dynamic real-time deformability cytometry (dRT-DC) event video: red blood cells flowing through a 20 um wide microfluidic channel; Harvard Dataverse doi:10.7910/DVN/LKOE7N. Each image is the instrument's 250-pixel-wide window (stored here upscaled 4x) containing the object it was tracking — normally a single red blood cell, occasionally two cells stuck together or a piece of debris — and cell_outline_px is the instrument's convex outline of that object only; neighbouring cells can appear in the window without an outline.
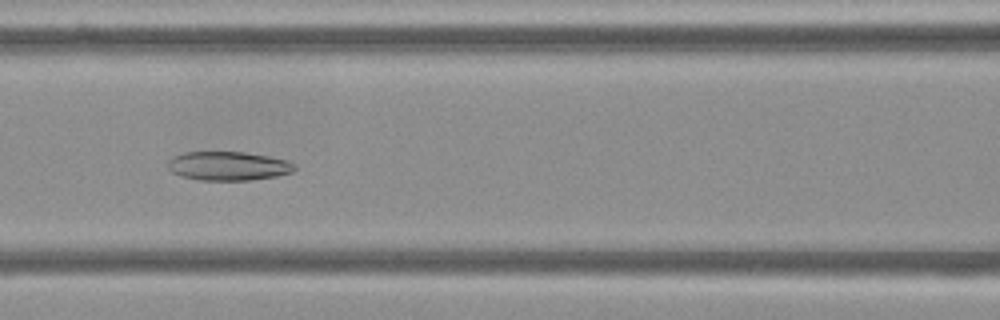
{"species": "Egyptian fruit bat (a non-hibernating species)", "species_latin": "Rousettus aegyptiacus", "temperature_condition": "cold", "stored_images_in_passage": 55, "camera_frame_rate_fps": 3000, "um_per_image_px": 0.085, "frame": {"image": 1, "passage_image": 24, "time_ms": 7.667, "image_size_px": [1000, 320], "cell_outline_px": [[296, 168], [292, 172], [276, 176], [248, 180], [200, 180], [180, 176], [172, 172], [168, 168], [168, 160], [172, 156], [184, 152], [244, 152], [268, 156], [288, 160], [296, 164]], "centroid_in_image_um": [19.39, 14.1], "position_along_channel_um": 147.2, "area_um2": 21.44}}
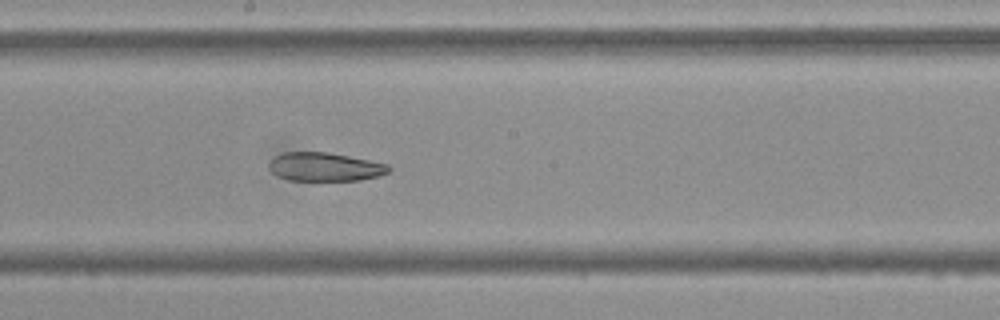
{"frame": {"image": 2, "passage_image": 30, "time_ms": 9.667, "image_size_px": [1000, 320], "cell_outline_px": [[392, 168], [388, 172], [380, 176], [360, 180], [288, 180], [276, 176], [268, 168], [268, 164], [276, 156], [284, 152], [328, 152], [388, 164]], "centroid_in_image_um": [27.61, 14.19], "position_along_channel_um": 220.6, "area_um2": 19.94}}
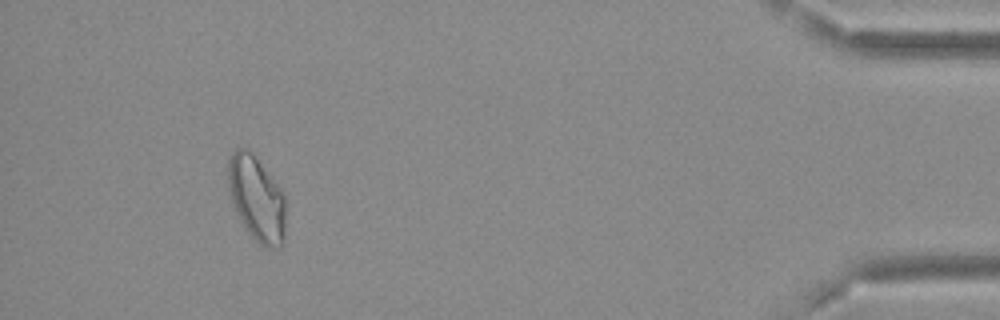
{"frame": {"image": 3, "passage_image": 51, "time_ms": 16.667, "image_size_px": [1000, 320], "cell_outline_px": [[284, 236], [280, 244], [276, 248], [268, 248], [260, 244], [248, 232], [240, 220], [236, 212], [228, 188], [228, 156], [236, 148], [248, 148], [252, 152], [280, 188], [284, 196]], "centroid_in_image_um": [21.78, 16.84], "position_along_channel_um": 413.4, "area_um2": 28.21}, "authors_computed_cell_mechanics": {"area_um2": 26.1256, "velocity_mm_per_s": 3.6785, "shape_relaxation_time_tau1_ms": null, "shape_relaxation_time_tau2_ms": 8.0954, "deformation_change_tau1": null, "deformation_change_tau2": 0.1499}}